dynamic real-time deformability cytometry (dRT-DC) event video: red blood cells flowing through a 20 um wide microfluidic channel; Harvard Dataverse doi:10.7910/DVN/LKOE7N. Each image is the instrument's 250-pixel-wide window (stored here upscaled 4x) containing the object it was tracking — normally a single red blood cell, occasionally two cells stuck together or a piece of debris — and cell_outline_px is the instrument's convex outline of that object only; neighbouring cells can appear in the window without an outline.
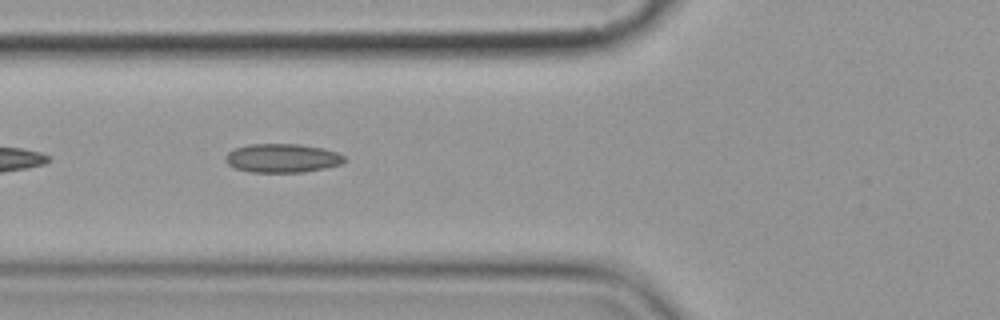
{"species": "common noctule bat (a hibernating species)", "species_latin": "Nyctalus noctula", "temperature_condition": "cold", "stored_images_in_passage": 9, "camera_frame_rate_fps": 3000, "um_per_image_px": 0.085, "animal": {"sex": "female", "body_mass_g": 19.9}, "frame": {"image": 1, "passage_image": 6, "time_ms": 5.667, "image_size_px": [1000, 320], "cell_outline_px": [[344, 160], [340, 164], [324, 168], [304, 172], [248, 172], [236, 168], [228, 164], [224, 160], [224, 156], [228, 152], [236, 148], [248, 144], [300, 144], [324, 148], [336, 152], [344, 156]], "centroid_in_image_um": [23.96, 13.44], "position_along_channel_um": 101.8, "area_um2": 19.94}}
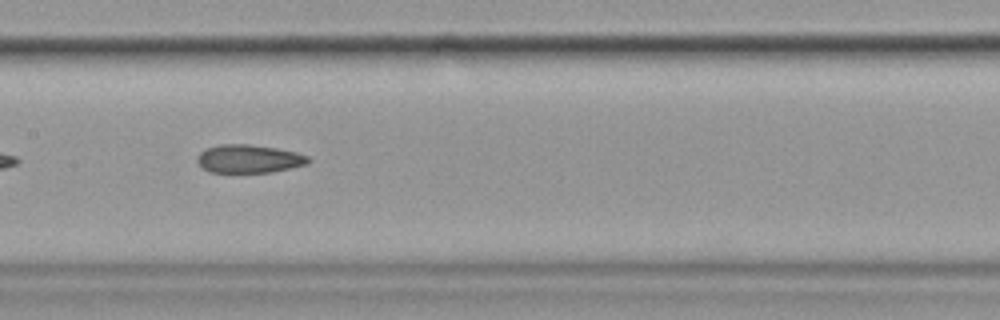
{"frame": {"image": 2, "passage_image": 8, "time_ms": 8.0, "image_size_px": [1000, 320], "cell_outline_px": [[312, 160], [308, 164], [272, 172], [208, 172], [196, 160], [196, 156], [200, 152], [208, 148], [220, 144], [248, 144], [276, 148], [296, 152], [308, 156]], "centroid_in_image_um": [21.17, 13.5], "position_along_channel_um": 186.2, "area_um2": 18.26}}
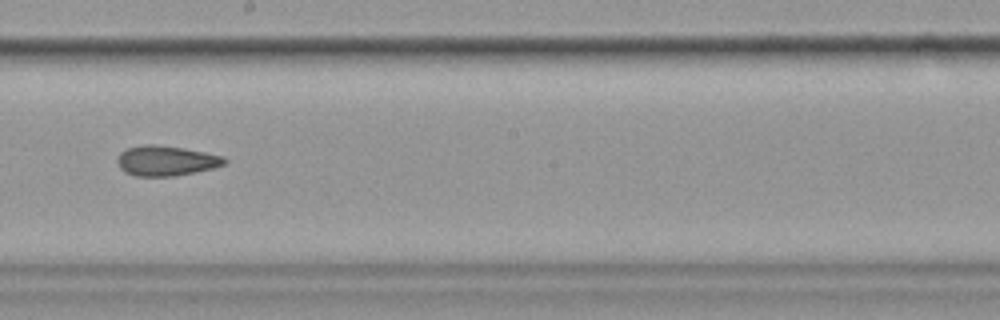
{"frame": {"image": 3, "passage_image": 9, "time_ms": 9.333, "image_size_px": [1000, 320], "cell_outline_px": [[228, 160], [224, 164], [212, 168], [196, 172], [176, 176], [136, 176], [124, 172], [120, 168], [116, 160], [120, 152], [128, 148], [144, 144], [156, 144], [184, 148], [224, 156]], "centroid_in_image_um": [14.1, 13.66], "position_along_channel_um": 234.1, "area_um2": 18.9}}